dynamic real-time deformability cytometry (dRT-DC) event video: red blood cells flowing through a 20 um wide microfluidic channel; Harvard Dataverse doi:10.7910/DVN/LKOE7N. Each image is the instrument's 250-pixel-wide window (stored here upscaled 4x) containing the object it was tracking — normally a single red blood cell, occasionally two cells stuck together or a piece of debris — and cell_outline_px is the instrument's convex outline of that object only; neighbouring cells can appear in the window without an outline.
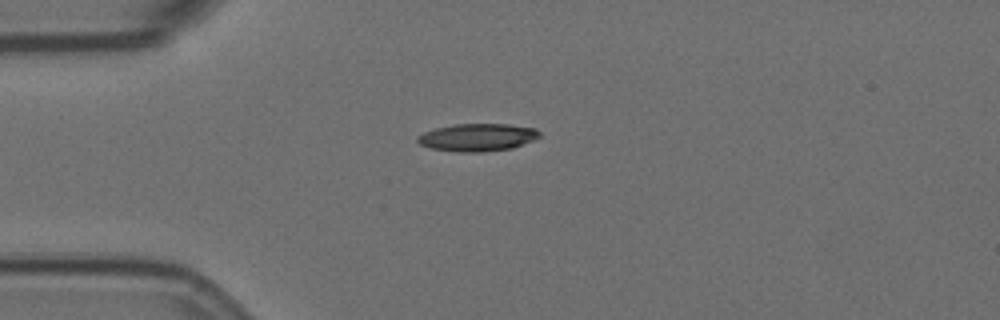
{"species": "Egyptian fruit bat (a non-hibernating species)", "species_latin": "Rousettus aegyptiacus", "temperature_condition": "room temperature", "stored_images_in_passage": 1, "camera_frame_rate_fps": 3000, "um_per_image_px": 0.085, "animal": {"sex": "female"}, "frame": {"image": 1, "passage_image": 1, "time_ms": 0.0, "image_size_px": [1000, 320], "cell_outline_px": [[540, 136], [532, 140], [512, 148], [480, 152], [460, 152], [432, 148], [420, 144], [416, 140], [416, 136], [424, 132], [436, 128], [456, 124], [508, 124], [536, 128], [540, 132]], "centroid_in_image_um": [40.58, 11.67], "position_along_channel_um": 44.4, "area_um2": 19.48}}